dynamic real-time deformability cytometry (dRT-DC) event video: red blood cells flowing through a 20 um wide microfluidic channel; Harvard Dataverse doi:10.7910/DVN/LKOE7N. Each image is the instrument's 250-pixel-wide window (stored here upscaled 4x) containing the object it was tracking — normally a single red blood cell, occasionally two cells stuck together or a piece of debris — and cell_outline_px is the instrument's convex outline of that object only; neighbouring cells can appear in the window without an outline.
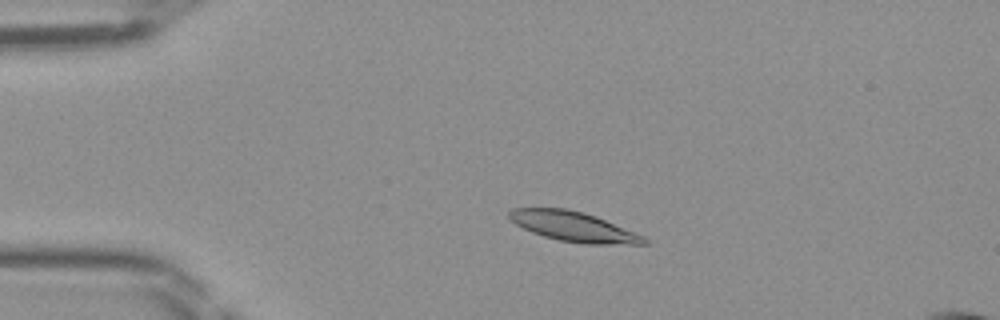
{"species": "Egyptian fruit bat (a non-hibernating species)", "species_latin": "Rousettus aegyptiacus", "temperature_condition": "room temperature", "stored_images_in_passage": 45, "camera_frame_rate_fps": 3000, "um_per_image_px": 0.085, "frame": {"image": 1, "passage_image": 8, "time_ms": 2.333, "image_size_px": [1000, 320], "cell_outline_px": [[648, 244], [588, 244], [560, 240], [544, 236], [532, 232], [516, 224], [508, 216], [508, 212], [512, 208], [568, 208], [584, 212], [596, 216], [644, 236], [648, 240]], "centroid_in_image_um": [48.76, 19.25], "position_along_channel_um": 36.2, "area_um2": 23.29}}
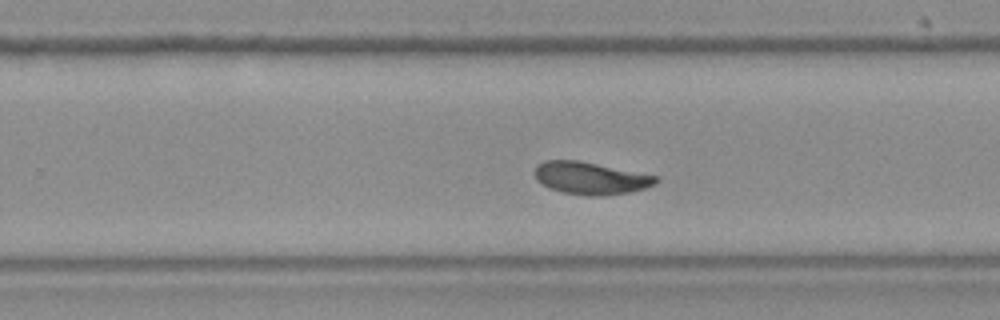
{"frame": {"image": 2, "passage_image": 28, "time_ms": 9.0, "image_size_px": [1000, 320], "cell_outline_px": [[660, 180], [656, 184], [644, 188], [628, 192], [604, 196], [584, 196], [564, 192], [552, 188], [536, 180], [532, 172], [536, 164], [544, 160], [576, 160], [656, 176]], "centroid_in_image_um": [50.14, 15.14], "position_along_channel_um": 279.7, "area_um2": 22.72}}
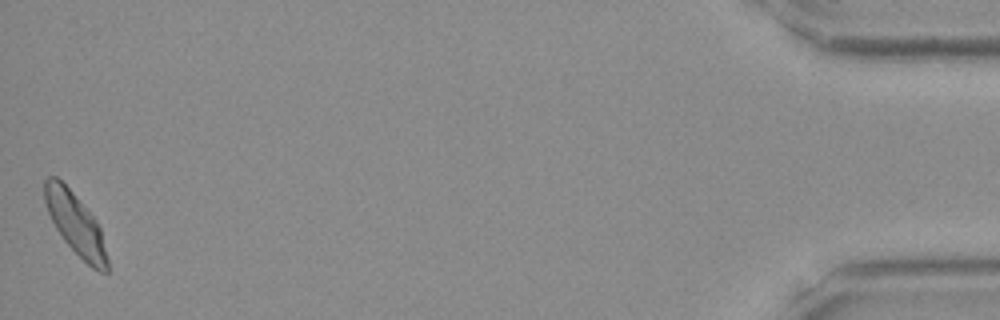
{"frame": {"image": 3, "passage_image": 45, "time_ms": 14.667, "image_size_px": [1000, 320], "cell_outline_px": [[108, 272], [100, 272], [92, 268], [64, 240], [56, 228], [48, 212], [44, 200], [44, 180], [48, 176], [56, 176], [72, 192], [96, 220], [100, 228], [108, 260]], "centroid_in_image_um": [6.41, 19.02], "position_along_channel_um": 428.8, "area_um2": 22.02}}